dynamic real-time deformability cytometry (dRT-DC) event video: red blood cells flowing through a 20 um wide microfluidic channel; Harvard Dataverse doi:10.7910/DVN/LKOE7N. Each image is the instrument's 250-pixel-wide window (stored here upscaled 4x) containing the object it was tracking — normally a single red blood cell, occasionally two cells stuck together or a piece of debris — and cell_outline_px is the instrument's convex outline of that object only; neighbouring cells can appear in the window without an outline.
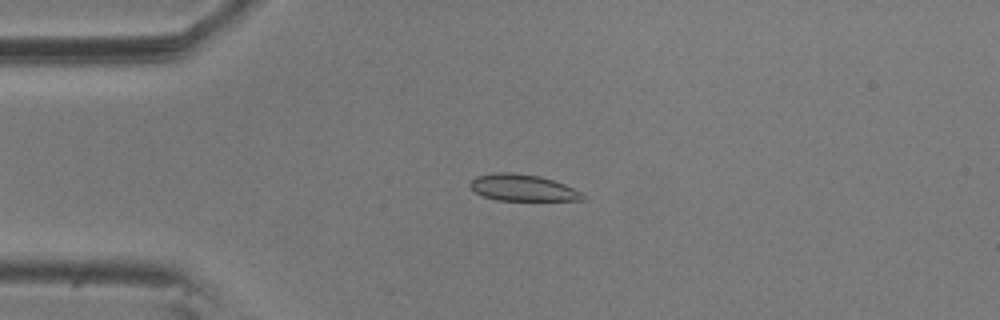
{"species": "common noctule bat (a hibernating species)", "species_latin": "Nyctalus noctula", "temperature_condition": "room temperature", "stored_images_in_passage": 5, "camera_frame_rate_fps": 3000, "um_per_image_px": 0.085, "animal": {"sex": "male", "body_mass_g": 20.5, "forearm_length_mm": 52.5}, "frame": {"image": 1, "passage_image": 3, "time_ms": 0.667, "image_size_px": [1000, 320], "cell_outline_px": [[588, 196], [584, 200], [496, 200], [484, 196], [476, 192], [468, 184], [476, 176], [496, 172], [512, 172], [540, 176], [564, 184]], "centroid_in_image_um": [44.43, 15.95], "position_along_channel_um": 40.6, "area_um2": 17.34}}
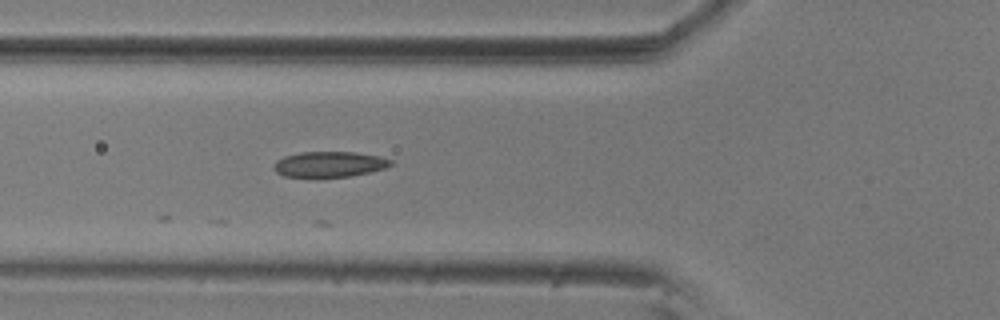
{"frame": {"image": 2, "passage_image": 5, "time_ms": 1.333, "image_size_px": [1000, 320], "cell_outline_px": [[392, 164], [384, 168], [368, 172], [348, 176], [284, 176], [276, 172], [272, 168], [276, 160], [284, 156], [300, 152], [356, 152], [380, 156], [392, 160]], "centroid_in_image_um": [27.97, 13.94], "position_along_channel_um": 97.8, "area_um2": 17.17}}